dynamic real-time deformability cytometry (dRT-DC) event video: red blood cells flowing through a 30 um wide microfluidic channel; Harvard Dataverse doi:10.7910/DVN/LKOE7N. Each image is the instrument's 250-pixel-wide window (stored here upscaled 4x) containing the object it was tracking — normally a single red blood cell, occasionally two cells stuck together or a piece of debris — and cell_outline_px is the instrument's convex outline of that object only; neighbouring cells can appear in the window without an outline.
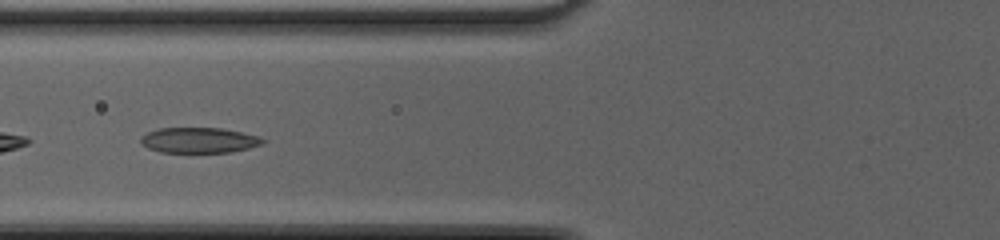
{"species": "common noctule bat (a hibernating species)", "species_latin": "Nyctalus noctula", "temperature_condition": "cold", "stored_images_in_passage": 31, "camera_frame_rate_fps": 3000, "um_per_image_px": 0.085, "animal": {"sex": "female", "body_mass_g": 20.0, "forearm_length_mm": 54.0}, "frame": {"image": 1, "passage_image": 4, "time_ms": 1.0, "image_size_px": [1000, 240], "cell_outline_px": [[268, 140], [260, 144], [248, 148], [232, 152], [160, 152], [148, 148], [140, 140], [140, 136], [148, 132], [160, 128], [220, 128], [260, 136]], "centroid_in_image_um": [16.93, 11.92], "position_along_channel_um": 108.9, "area_um2": 17.98}}
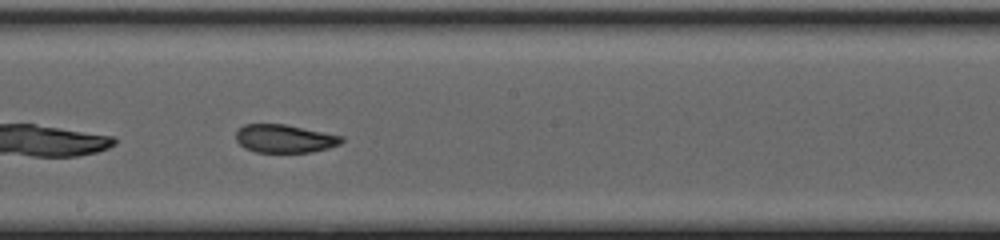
{"frame": {"image": 2, "passage_image": 12, "time_ms": 3.667, "image_size_px": [1000, 240], "cell_outline_px": [[344, 140], [340, 144], [328, 148], [312, 152], [256, 152], [244, 148], [236, 140], [236, 132], [244, 124], [284, 124], [344, 136]], "centroid_in_image_um": [24.2, 11.78], "position_along_channel_um": 224.0, "area_um2": 17.34}}
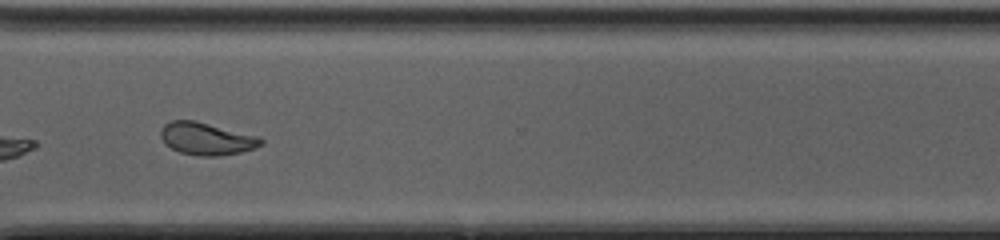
{"frame": {"image": 3, "passage_image": 21, "time_ms": 6.667, "image_size_px": [1000, 240], "cell_outline_px": [[264, 144], [256, 148], [240, 152], [220, 156], [200, 156], [180, 152], [172, 148], [160, 136], [160, 128], [164, 124], [172, 120], [196, 120], [260, 136], [264, 140]], "centroid_in_image_um": [17.6, 11.78], "position_along_channel_um": 353.0, "area_um2": 19.13}, "authors_computed_cell_mechanics": {"area_um2": 18.2648, "velocity_mm_per_s": 4.3106, "shape_relaxation_time_tau1_ms": null, "shape_relaxation_time_tau2_ms": 2.2231, "deformation_change_tau1": null, "deformation_change_tau2": 0.0865}}